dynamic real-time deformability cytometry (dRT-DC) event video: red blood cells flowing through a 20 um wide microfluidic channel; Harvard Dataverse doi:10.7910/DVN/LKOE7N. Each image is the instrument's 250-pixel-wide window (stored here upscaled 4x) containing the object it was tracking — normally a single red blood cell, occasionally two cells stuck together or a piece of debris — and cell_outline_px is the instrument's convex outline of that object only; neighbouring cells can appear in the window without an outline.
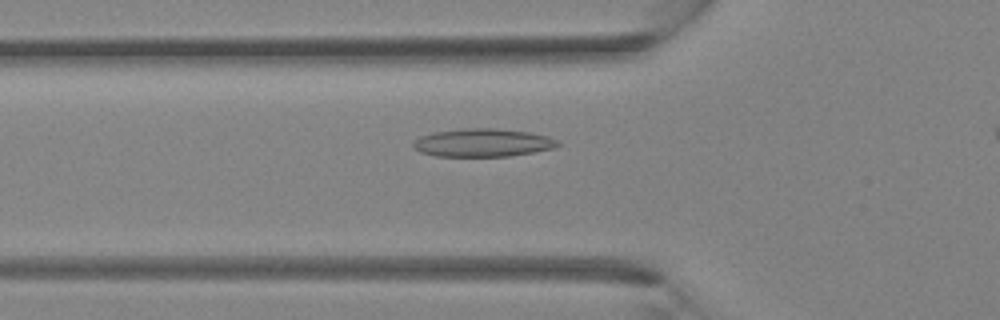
{"species": "Egyptian fruit bat (a non-hibernating species)", "species_latin": "Rousettus aegyptiacus", "temperature_condition": "room temperature", "stored_images_in_passage": 30, "camera_frame_rate_fps": 3000, "um_per_image_px": 0.085, "animal": {"sex": "female"}, "frame": {"image": 1, "passage_image": 8, "time_ms": 2.333, "image_size_px": [1000, 320], "cell_outline_px": [[560, 144], [552, 148], [532, 152], [508, 156], [436, 156], [420, 152], [412, 148], [412, 144], [420, 136], [432, 132], [464, 128], [496, 128], [528, 132], [548, 136], [556, 140]], "centroid_in_image_um": [40.98, 12.12], "position_along_channel_um": 84.8, "area_um2": 23.58}}
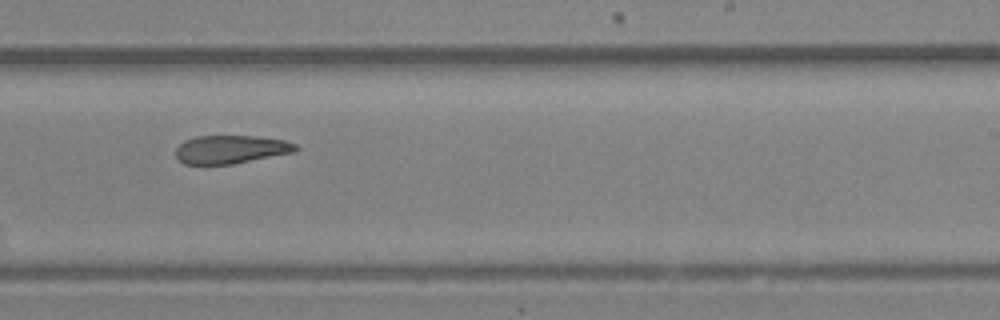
{"frame": {"image": 2, "passage_image": 19, "time_ms": 6.0, "image_size_px": [1000, 320], "cell_outline_px": [[300, 148], [296, 152], [232, 164], [184, 164], [176, 156], [176, 148], [184, 140], [196, 136], [256, 136], [284, 140], [296, 144]], "centroid_in_image_um": [19.65, 12.69], "position_along_channel_um": 269.4, "area_um2": 19.83}}
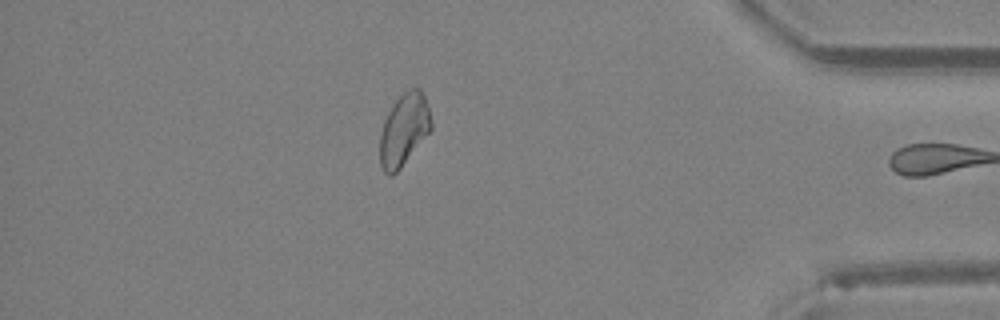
{"frame": {"image": 3, "passage_image": 29, "time_ms": 9.333, "image_size_px": [1000, 320], "cell_outline_px": [[432, 128], [400, 168], [392, 176], [388, 176], [384, 172], [380, 164], [380, 132], [384, 120], [392, 104], [404, 92], [412, 88], [420, 88], [424, 96], [428, 108], [432, 124]], "centroid_in_image_um": [34.31, 11.03], "position_along_channel_um": 400.9, "area_um2": 21.27}}